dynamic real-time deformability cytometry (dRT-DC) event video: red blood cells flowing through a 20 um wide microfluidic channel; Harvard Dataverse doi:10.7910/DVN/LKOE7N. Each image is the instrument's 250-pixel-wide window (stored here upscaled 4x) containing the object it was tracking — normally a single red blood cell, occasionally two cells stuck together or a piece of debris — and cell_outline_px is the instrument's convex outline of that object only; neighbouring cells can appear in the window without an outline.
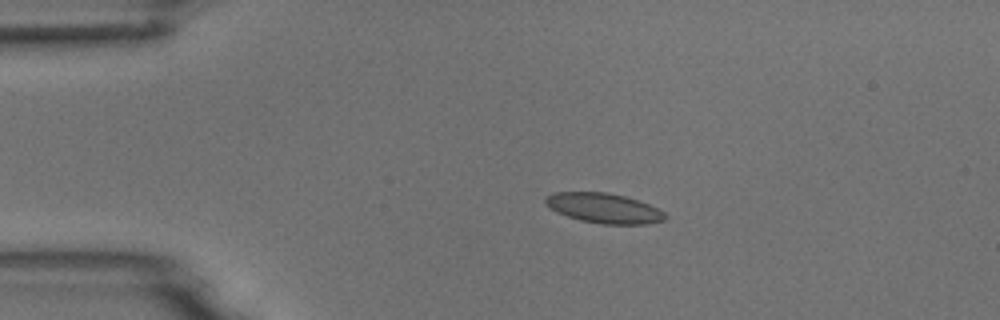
{"species": "common noctule bat (a hibernating species)", "species_latin": "Nyctalus noctula", "temperature_condition": "room temperature", "stored_images_in_passage": 44, "camera_frame_rate_fps": 3000, "um_per_image_px": 0.085, "animal": {"sex": "male", "body_mass_g": 18.8}, "frame": {"image": 1, "passage_image": 1, "time_ms": 0.0, "image_size_px": [1000, 320], "cell_outline_px": [[668, 220], [648, 224], [600, 224], [580, 220], [556, 212], [544, 204], [544, 200], [548, 196], [556, 192], [608, 192], [624, 196], [648, 204], [664, 212], [668, 216]], "centroid_in_image_um": [51.35, 17.7], "position_along_channel_um": 33.6, "area_um2": 20.92}}
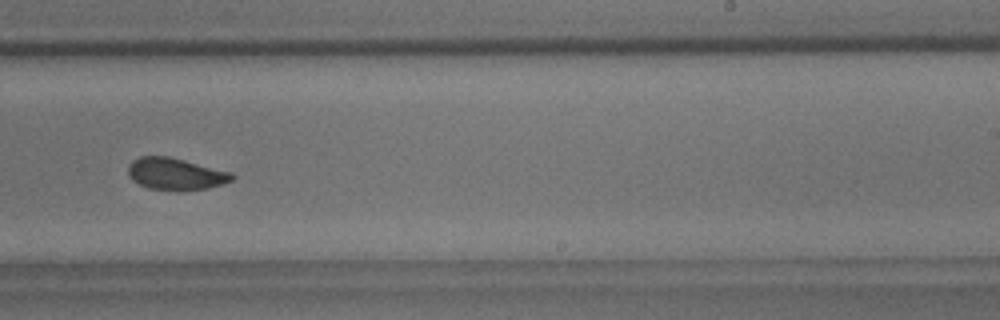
{"frame": {"image": 2, "passage_image": 24, "time_ms": 7.667, "image_size_px": [1000, 320], "cell_outline_px": [[236, 176], [232, 180], [224, 184], [208, 188], [180, 192], [176, 192], [148, 188], [132, 180], [128, 176], [128, 164], [132, 160], [140, 156], [168, 156], [232, 172]], "centroid_in_image_um": [14.93, 14.8], "position_along_channel_um": 274.1, "area_um2": 19.77}}
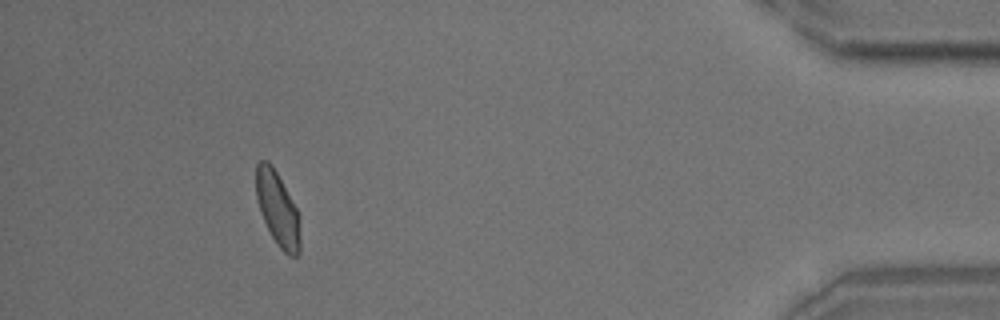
{"frame": {"image": 3, "passage_image": 40, "time_ms": 13.0, "image_size_px": [1000, 320], "cell_outline_px": [[300, 252], [296, 256], [288, 256], [276, 244], [260, 212], [256, 196], [256, 164], [260, 160], [268, 160], [272, 164], [296, 208], [300, 240]], "centroid_in_image_um": [23.57, 17.74], "position_along_channel_um": 411.6, "area_um2": 18.73}, "authors_computed_cell_mechanics": {"area_um2": 19.6231, "velocity_mm_per_s": 3.6862, "shape_relaxation_time_tau1_ms": 5.3674, "shape_relaxation_time_tau2_ms": 1.2678, "deformation_change_tau1": 0.1228, "deformation_change_tau2": 0.0463}}